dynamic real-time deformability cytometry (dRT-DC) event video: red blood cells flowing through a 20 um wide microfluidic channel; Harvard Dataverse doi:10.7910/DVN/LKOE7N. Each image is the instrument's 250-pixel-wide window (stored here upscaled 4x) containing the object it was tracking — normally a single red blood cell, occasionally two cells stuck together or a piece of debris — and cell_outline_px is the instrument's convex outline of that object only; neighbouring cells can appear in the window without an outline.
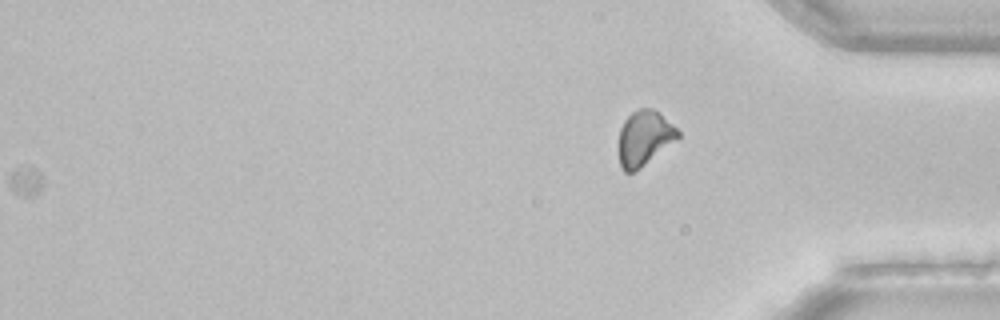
{"species": "common noctule bat (a hibernating species)", "species_latin": "Nyctalus noctula", "temperature_condition": "room temperature", "stored_images_in_passage": 52, "camera_frame_rate_fps": 3000, "um_per_image_px": 0.085, "animal": {"sex": "female", "body_mass_g": 22.7, "forearm_length_mm": 54.2}, "frame": {"image": 1, "passage_image": 52, "time_ms": 17.0, "image_size_px": [1000, 320], "cell_outline_px": [[680, 136], [640, 168], [632, 172], [624, 172], [620, 168], [616, 148], [616, 144], [620, 128], [624, 120], [632, 112], [640, 108], [652, 108], [660, 112], [680, 132]], "centroid_in_image_um": [54.69, 11.74], "position_along_channel_um": 380.5, "area_um2": 19.25}}